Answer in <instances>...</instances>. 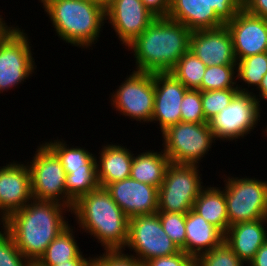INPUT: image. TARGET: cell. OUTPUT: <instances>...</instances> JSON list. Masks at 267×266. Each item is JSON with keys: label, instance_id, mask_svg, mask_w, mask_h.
<instances>
[{"label": "cell", "instance_id": "cell-31", "mask_svg": "<svg viewBox=\"0 0 267 266\" xmlns=\"http://www.w3.org/2000/svg\"><path fill=\"white\" fill-rule=\"evenodd\" d=\"M239 92L238 88L223 90L201 91L202 109L205 120L209 122L224 108H226L234 96Z\"/></svg>", "mask_w": 267, "mask_h": 266}, {"label": "cell", "instance_id": "cell-2", "mask_svg": "<svg viewBox=\"0 0 267 266\" xmlns=\"http://www.w3.org/2000/svg\"><path fill=\"white\" fill-rule=\"evenodd\" d=\"M192 31L168 17H157L125 49L134 56L135 71L170 72L189 50Z\"/></svg>", "mask_w": 267, "mask_h": 266}, {"label": "cell", "instance_id": "cell-33", "mask_svg": "<svg viewBox=\"0 0 267 266\" xmlns=\"http://www.w3.org/2000/svg\"><path fill=\"white\" fill-rule=\"evenodd\" d=\"M162 228L180 250L185 248V214L157 211Z\"/></svg>", "mask_w": 267, "mask_h": 266}, {"label": "cell", "instance_id": "cell-1", "mask_svg": "<svg viewBox=\"0 0 267 266\" xmlns=\"http://www.w3.org/2000/svg\"><path fill=\"white\" fill-rule=\"evenodd\" d=\"M71 208L57 202L32 199L0 223L12 236L19 251L37 262L47 246L70 224L64 216Z\"/></svg>", "mask_w": 267, "mask_h": 266}, {"label": "cell", "instance_id": "cell-7", "mask_svg": "<svg viewBox=\"0 0 267 266\" xmlns=\"http://www.w3.org/2000/svg\"><path fill=\"white\" fill-rule=\"evenodd\" d=\"M201 167L170 163L158 188V211L188 213L203 185Z\"/></svg>", "mask_w": 267, "mask_h": 266}, {"label": "cell", "instance_id": "cell-48", "mask_svg": "<svg viewBox=\"0 0 267 266\" xmlns=\"http://www.w3.org/2000/svg\"><path fill=\"white\" fill-rule=\"evenodd\" d=\"M266 126V128L264 129V128H262L261 130H262V133H264L263 134V136H264V138L266 137L267 138V124H265Z\"/></svg>", "mask_w": 267, "mask_h": 266}, {"label": "cell", "instance_id": "cell-38", "mask_svg": "<svg viewBox=\"0 0 267 266\" xmlns=\"http://www.w3.org/2000/svg\"><path fill=\"white\" fill-rule=\"evenodd\" d=\"M193 258L180 250L176 254L149 259L145 266H186Z\"/></svg>", "mask_w": 267, "mask_h": 266}, {"label": "cell", "instance_id": "cell-45", "mask_svg": "<svg viewBox=\"0 0 267 266\" xmlns=\"http://www.w3.org/2000/svg\"><path fill=\"white\" fill-rule=\"evenodd\" d=\"M87 266H105V265L96 257V255H94L87 263Z\"/></svg>", "mask_w": 267, "mask_h": 266}, {"label": "cell", "instance_id": "cell-27", "mask_svg": "<svg viewBox=\"0 0 267 266\" xmlns=\"http://www.w3.org/2000/svg\"><path fill=\"white\" fill-rule=\"evenodd\" d=\"M266 73L267 52L251 55L238 60L236 62V76L239 92L254 94L255 89L259 87V84ZM238 81L242 84L240 85Z\"/></svg>", "mask_w": 267, "mask_h": 266}, {"label": "cell", "instance_id": "cell-5", "mask_svg": "<svg viewBox=\"0 0 267 266\" xmlns=\"http://www.w3.org/2000/svg\"><path fill=\"white\" fill-rule=\"evenodd\" d=\"M231 175L222 176L229 226L267 218V181Z\"/></svg>", "mask_w": 267, "mask_h": 266}, {"label": "cell", "instance_id": "cell-47", "mask_svg": "<svg viewBox=\"0 0 267 266\" xmlns=\"http://www.w3.org/2000/svg\"><path fill=\"white\" fill-rule=\"evenodd\" d=\"M186 266H201L196 259H192Z\"/></svg>", "mask_w": 267, "mask_h": 266}, {"label": "cell", "instance_id": "cell-35", "mask_svg": "<svg viewBox=\"0 0 267 266\" xmlns=\"http://www.w3.org/2000/svg\"><path fill=\"white\" fill-rule=\"evenodd\" d=\"M181 122L208 123L202 109L201 91L187 89L180 105Z\"/></svg>", "mask_w": 267, "mask_h": 266}, {"label": "cell", "instance_id": "cell-15", "mask_svg": "<svg viewBox=\"0 0 267 266\" xmlns=\"http://www.w3.org/2000/svg\"><path fill=\"white\" fill-rule=\"evenodd\" d=\"M226 27L232 36L236 61L267 52V18L241 8Z\"/></svg>", "mask_w": 267, "mask_h": 266}, {"label": "cell", "instance_id": "cell-20", "mask_svg": "<svg viewBox=\"0 0 267 266\" xmlns=\"http://www.w3.org/2000/svg\"><path fill=\"white\" fill-rule=\"evenodd\" d=\"M107 143V144H105ZM96 156L97 176L100 187L129 178L134 153L123 144L105 142Z\"/></svg>", "mask_w": 267, "mask_h": 266}, {"label": "cell", "instance_id": "cell-34", "mask_svg": "<svg viewBox=\"0 0 267 266\" xmlns=\"http://www.w3.org/2000/svg\"><path fill=\"white\" fill-rule=\"evenodd\" d=\"M0 228V266H28L30 261L19 251L13 236Z\"/></svg>", "mask_w": 267, "mask_h": 266}, {"label": "cell", "instance_id": "cell-46", "mask_svg": "<svg viewBox=\"0 0 267 266\" xmlns=\"http://www.w3.org/2000/svg\"><path fill=\"white\" fill-rule=\"evenodd\" d=\"M106 8L113 0H91Z\"/></svg>", "mask_w": 267, "mask_h": 266}, {"label": "cell", "instance_id": "cell-4", "mask_svg": "<svg viewBox=\"0 0 267 266\" xmlns=\"http://www.w3.org/2000/svg\"><path fill=\"white\" fill-rule=\"evenodd\" d=\"M39 3L60 40L82 50H93L106 23L103 6L91 0H40Z\"/></svg>", "mask_w": 267, "mask_h": 266}, {"label": "cell", "instance_id": "cell-36", "mask_svg": "<svg viewBox=\"0 0 267 266\" xmlns=\"http://www.w3.org/2000/svg\"><path fill=\"white\" fill-rule=\"evenodd\" d=\"M105 266H145L140 260L123 250L104 251L96 256Z\"/></svg>", "mask_w": 267, "mask_h": 266}, {"label": "cell", "instance_id": "cell-19", "mask_svg": "<svg viewBox=\"0 0 267 266\" xmlns=\"http://www.w3.org/2000/svg\"><path fill=\"white\" fill-rule=\"evenodd\" d=\"M267 218L240 222L228 227L224 242L246 264L267 241Z\"/></svg>", "mask_w": 267, "mask_h": 266}, {"label": "cell", "instance_id": "cell-28", "mask_svg": "<svg viewBox=\"0 0 267 266\" xmlns=\"http://www.w3.org/2000/svg\"><path fill=\"white\" fill-rule=\"evenodd\" d=\"M207 66L191 51H187L170 73L187 89L200 90Z\"/></svg>", "mask_w": 267, "mask_h": 266}, {"label": "cell", "instance_id": "cell-17", "mask_svg": "<svg viewBox=\"0 0 267 266\" xmlns=\"http://www.w3.org/2000/svg\"><path fill=\"white\" fill-rule=\"evenodd\" d=\"M189 51L206 66L236 65L232 36L225 26L192 31Z\"/></svg>", "mask_w": 267, "mask_h": 266}, {"label": "cell", "instance_id": "cell-3", "mask_svg": "<svg viewBox=\"0 0 267 266\" xmlns=\"http://www.w3.org/2000/svg\"><path fill=\"white\" fill-rule=\"evenodd\" d=\"M71 214L81 234L92 236L103 251L124 250L128 241L129 217L104 187L80 197ZM82 229V230H81Z\"/></svg>", "mask_w": 267, "mask_h": 266}, {"label": "cell", "instance_id": "cell-8", "mask_svg": "<svg viewBox=\"0 0 267 266\" xmlns=\"http://www.w3.org/2000/svg\"><path fill=\"white\" fill-rule=\"evenodd\" d=\"M25 161L30 169L33 199L57 202L72 209L74 202L66 194V173L57 155L39 142L32 160Z\"/></svg>", "mask_w": 267, "mask_h": 266}, {"label": "cell", "instance_id": "cell-22", "mask_svg": "<svg viewBox=\"0 0 267 266\" xmlns=\"http://www.w3.org/2000/svg\"><path fill=\"white\" fill-rule=\"evenodd\" d=\"M185 228L186 239L183 251L193 259L224 241V234L193 209L185 214Z\"/></svg>", "mask_w": 267, "mask_h": 266}, {"label": "cell", "instance_id": "cell-37", "mask_svg": "<svg viewBox=\"0 0 267 266\" xmlns=\"http://www.w3.org/2000/svg\"><path fill=\"white\" fill-rule=\"evenodd\" d=\"M216 13V16L226 25L242 8V0H205Z\"/></svg>", "mask_w": 267, "mask_h": 266}, {"label": "cell", "instance_id": "cell-26", "mask_svg": "<svg viewBox=\"0 0 267 266\" xmlns=\"http://www.w3.org/2000/svg\"><path fill=\"white\" fill-rule=\"evenodd\" d=\"M75 229L70 225L64 229L48 246L43 255L37 261L41 266H54L64 261H70L75 258H85L77 243Z\"/></svg>", "mask_w": 267, "mask_h": 266}, {"label": "cell", "instance_id": "cell-16", "mask_svg": "<svg viewBox=\"0 0 267 266\" xmlns=\"http://www.w3.org/2000/svg\"><path fill=\"white\" fill-rule=\"evenodd\" d=\"M155 100L152 123L161 131L181 122L180 105L187 88L170 72L154 73Z\"/></svg>", "mask_w": 267, "mask_h": 266}, {"label": "cell", "instance_id": "cell-43", "mask_svg": "<svg viewBox=\"0 0 267 266\" xmlns=\"http://www.w3.org/2000/svg\"><path fill=\"white\" fill-rule=\"evenodd\" d=\"M3 18L4 17L2 16V14H0V42L17 27L13 24L11 25V23H9L10 25H8V23H6V20Z\"/></svg>", "mask_w": 267, "mask_h": 266}, {"label": "cell", "instance_id": "cell-44", "mask_svg": "<svg viewBox=\"0 0 267 266\" xmlns=\"http://www.w3.org/2000/svg\"><path fill=\"white\" fill-rule=\"evenodd\" d=\"M93 257L89 256L86 258H75L73 260L70 261H64L63 263H59L57 265L54 266H87V263L89 262V260Z\"/></svg>", "mask_w": 267, "mask_h": 266}, {"label": "cell", "instance_id": "cell-49", "mask_svg": "<svg viewBox=\"0 0 267 266\" xmlns=\"http://www.w3.org/2000/svg\"><path fill=\"white\" fill-rule=\"evenodd\" d=\"M28 266H41V265H39L37 262H30Z\"/></svg>", "mask_w": 267, "mask_h": 266}, {"label": "cell", "instance_id": "cell-6", "mask_svg": "<svg viewBox=\"0 0 267 266\" xmlns=\"http://www.w3.org/2000/svg\"><path fill=\"white\" fill-rule=\"evenodd\" d=\"M160 134L163 151L171 163L177 164L202 166L201 159L205 160L216 143L209 123L179 122Z\"/></svg>", "mask_w": 267, "mask_h": 266}, {"label": "cell", "instance_id": "cell-21", "mask_svg": "<svg viewBox=\"0 0 267 266\" xmlns=\"http://www.w3.org/2000/svg\"><path fill=\"white\" fill-rule=\"evenodd\" d=\"M167 17L182 23L191 31L225 26L216 16L215 10L205 0H171Z\"/></svg>", "mask_w": 267, "mask_h": 266}, {"label": "cell", "instance_id": "cell-12", "mask_svg": "<svg viewBox=\"0 0 267 266\" xmlns=\"http://www.w3.org/2000/svg\"><path fill=\"white\" fill-rule=\"evenodd\" d=\"M133 251L142 263L149 259L169 256L180 251L179 247L165 233L158 213L137 215L129 218L128 241L124 247Z\"/></svg>", "mask_w": 267, "mask_h": 266}, {"label": "cell", "instance_id": "cell-42", "mask_svg": "<svg viewBox=\"0 0 267 266\" xmlns=\"http://www.w3.org/2000/svg\"><path fill=\"white\" fill-rule=\"evenodd\" d=\"M257 92H255L253 94V96L255 97V99L257 100L259 106L261 107V103L260 102H265L267 103V73L263 76V79L261 80L259 87L255 90ZM259 93V94H258Z\"/></svg>", "mask_w": 267, "mask_h": 266}, {"label": "cell", "instance_id": "cell-10", "mask_svg": "<svg viewBox=\"0 0 267 266\" xmlns=\"http://www.w3.org/2000/svg\"><path fill=\"white\" fill-rule=\"evenodd\" d=\"M28 35L17 26L0 42V94L14 90L36 74L34 49Z\"/></svg>", "mask_w": 267, "mask_h": 266}, {"label": "cell", "instance_id": "cell-30", "mask_svg": "<svg viewBox=\"0 0 267 266\" xmlns=\"http://www.w3.org/2000/svg\"><path fill=\"white\" fill-rule=\"evenodd\" d=\"M237 88L236 65L207 66L200 91Z\"/></svg>", "mask_w": 267, "mask_h": 266}, {"label": "cell", "instance_id": "cell-40", "mask_svg": "<svg viewBox=\"0 0 267 266\" xmlns=\"http://www.w3.org/2000/svg\"><path fill=\"white\" fill-rule=\"evenodd\" d=\"M242 8L252 15L267 18V0H242Z\"/></svg>", "mask_w": 267, "mask_h": 266}, {"label": "cell", "instance_id": "cell-14", "mask_svg": "<svg viewBox=\"0 0 267 266\" xmlns=\"http://www.w3.org/2000/svg\"><path fill=\"white\" fill-rule=\"evenodd\" d=\"M24 162L13 160L0 166V223L33 199L30 169Z\"/></svg>", "mask_w": 267, "mask_h": 266}, {"label": "cell", "instance_id": "cell-25", "mask_svg": "<svg viewBox=\"0 0 267 266\" xmlns=\"http://www.w3.org/2000/svg\"><path fill=\"white\" fill-rule=\"evenodd\" d=\"M58 138L54 139L53 137V140L49 139V141L47 139L44 143L57 155L65 173L78 170H97L94 152L92 154L85 146L82 148L81 146H73L70 143L67 144L64 139Z\"/></svg>", "mask_w": 267, "mask_h": 266}, {"label": "cell", "instance_id": "cell-23", "mask_svg": "<svg viewBox=\"0 0 267 266\" xmlns=\"http://www.w3.org/2000/svg\"><path fill=\"white\" fill-rule=\"evenodd\" d=\"M159 150L155 152L154 150L146 149L143 150L144 152H139L140 154L135 153L130 177L136 181L159 188L171 163L163 149Z\"/></svg>", "mask_w": 267, "mask_h": 266}, {"label": "cell", "instance_id": "cell-11", "mask_svg": "<svg viewBox=\"0 0 267 266\" xmlns=\"http://www.w3.org/2000/svg\"><path fill=\"white\" fill-rule=\"evenodd\" d=\"M262 108L252 93L238 92L230 104L208 123L216 141L232 142L251 135L260 124ZM226 140V141H225Z\"/></svg>", "mask_w": 267, "mask_h": 266}, {"label": "cell", "instance_id": "cell-18", "mask_svg": "<svg viewBox=\"0 0 267 266\" xmlns=\"http://www.w3.org/2000/svg\"><path fill=\"white\" fill-rule=\"evenodd\" d=\"M111 198L129 217L153 214L158 211V188L131 177L108 184Z\"/></svg>", "mask_w": 267, "mask_h": 266}, {"label": "cell", "instance_id": "cell-13", "mask_svg": "<svg viewBox=\"0 0 267 266\" xmlns=\"http://www.w3.org/2000/svg\"><path fill=\"white\" fill-rule=\"evenodd\" d=\"M105 16L124 48L156 18L141 0H113L105 8Z\"/></svg>", "mask_w": 267, "mask_h": 266}, {"label": "cell", "instance_id": "cell-32", "mask_svg": "<svg viewBox=\"0 0 267 266\" xmlns=\"http://www.w3.org/2000/svg\"><path fill=\"white\" fill-rule=\"evenodd\" d=\"M196 260L201 266H247L224 241Z\"/></svg>", "mask_w": 267, "mask_h": 266}, {"label": "cell", "instance_id": "cell-39", "mask_svg": "<svg viewBox=\"0 0 267 266\" xmlns=\"http://www.w3.org/2000/svg\"><path fill=\"white\" fill-rule=\"evenodd\" d=\"M144 6L157 18L167 17L171 7V0H141Z\"/></svg>", "mask_w": 267, "mask_h": 266}, {"label": "cell", "instance_id": "cell-24", "mask_svg": "<svg viewBox=\"0 0 267 266\" xmlns=\"http://www.w3.org/2000/svg\"><path fill=\"white\" fill-rule=\"evenodd\" d=\"M192 209L211 225L217 227L223 234L227 232L229 219L222 187H211V185L204 187L195 200Z\"/></svg>", "mask_w": 267, "mask_h": 266}, {"label": "cell", "instance_id": "cell-29", "mask_svg": "<svg viewBox=\"0 0 267 266\" xmlns=\"http://www.w3.org/2000/svg\"><path fill=\"white\" fill-rule=\"evenodd\" d=\"M100 187L97 170H78L66 173L67 196L75 203L80 197Z\"/></svg>", "mask_w": 267, "mask_h": 266}, {"label": "cell", "instance_id": "cell-9", "mask_svg": "<svg viewBox=\"0 0 267 266\" xmlns=\"http://www.w3.org/2000/svg\"><path fill=\"white\" fill-rule=\"evenodd\" d=\"M120 84L109 94L112 109L131 121L152 124L154 73L133 70Z\"/></svg>", "mask_w": 267, "mask_h": 266}, {"label": "cell", "instance_id": "cell-41", "mask_svg": "<svg viewBox=\"0 0 267 266\" xmlns=\"http://www.w3.org/2000/svg\"><path fill=\"white\" fill-rule=\"evenodd\" d=\"M248 266H267V241L259 248Z\"/></svg>", "mask_w": 267, "mask_h": 266}]
</instances>
